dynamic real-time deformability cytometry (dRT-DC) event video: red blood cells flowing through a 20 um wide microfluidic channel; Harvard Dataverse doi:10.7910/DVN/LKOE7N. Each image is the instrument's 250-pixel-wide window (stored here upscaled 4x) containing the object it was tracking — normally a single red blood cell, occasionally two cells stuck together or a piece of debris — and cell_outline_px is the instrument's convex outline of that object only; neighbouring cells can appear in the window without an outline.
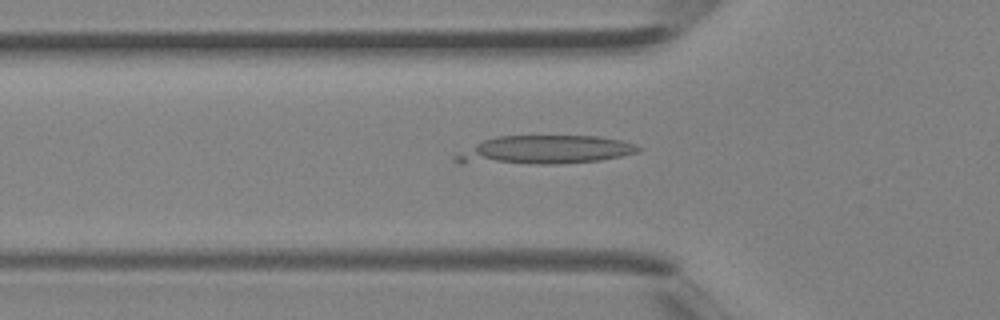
{"species": "Egyptian fruit bat (a non-hibernating species)", "species_latin": "Rousettus aegyptiacus", "temperature_condition": "room temperature", "stored_images_in_passage": 29, "camera_frame_rate_fps": 3000, "um_per_image_px": 0.085, "animal": {"sex": "female"}, "frame": {"image": 1, "passage_image": 6, "time_ms": 1.667, "image_size_px": [1000, 320], "cell_outline_px": [[644, 148], [636, 152], [620, 156], [600, 160], [552, 164], [460, 164], [452, 160], [452, 156], [484, 140], [496, 136], [600, 136], [620, 140], [636, 144]], "centroid_in_image_um": [46.24, 12.76], "position_along_channel_um": 79.6, "area_um2": 30.69}}
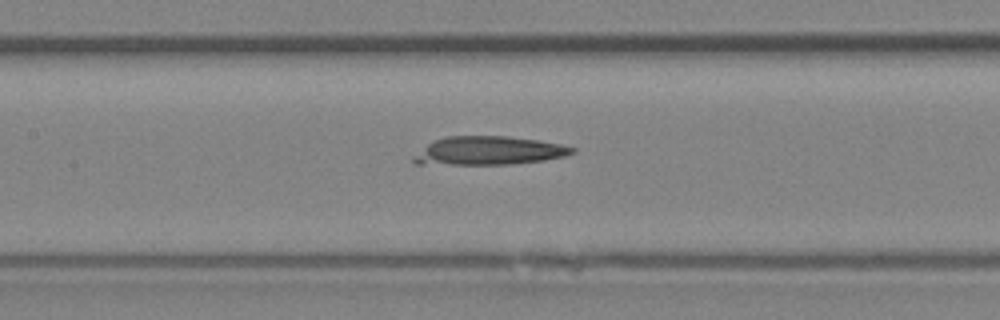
{"frame": {"image": 2, "passage_image": 11, "time_ms": 3.333, "image_size_px": [1000, 320], "cell_outline_px": [[576, 152], [564, 156], [544, 160], [508, 164], [412, 164], [412, 160], [432, 140], [444, 136], [508, 136], [540, 140], [560, 144], [576, 148]], "centroid_in_image_um": [41.57, 12.8], "position_along_channel_um": 165.8, "area_um2": 26.24}}
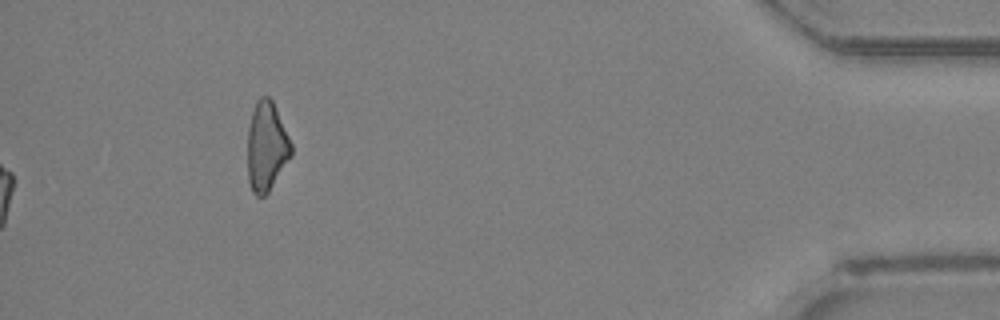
{"frame": {"image": 3, "passage_image": 29, "time_ms": 9.333, "image_size_px": [1000, 320], "cell_outline_px": [[292, 156], [268, 192], [264, 196], [256, 196], [252, 192], [248, 180], [248, 128], [252, 112], [256, 100], [260, 96], [268, 96], [272, 100], [292, 144]], "centroid_in_image_um": [22.65, 12.46], "position_along_channel_um": 412.5, "area_um2": 22.72}}